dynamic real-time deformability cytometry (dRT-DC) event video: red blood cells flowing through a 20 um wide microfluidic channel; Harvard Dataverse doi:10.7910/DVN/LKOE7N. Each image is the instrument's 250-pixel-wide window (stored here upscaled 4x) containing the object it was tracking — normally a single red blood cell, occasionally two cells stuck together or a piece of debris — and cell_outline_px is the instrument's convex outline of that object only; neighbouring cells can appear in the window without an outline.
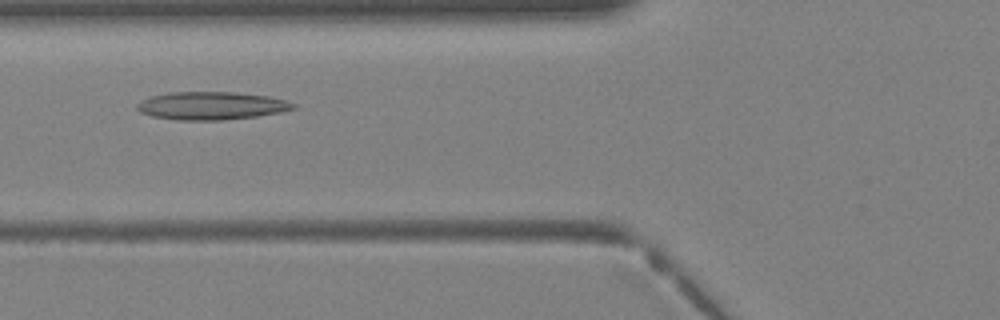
{"species": "Egyptian fruit bat (a non-hibernating species)", "species_latin": "Rousettus aegyptiacus", "temperature_condition": "warm", "stored_images_in_passage": 27, "camera_frame_rate_fps": 3000, "um_per_image_px": 0.085, "animal": {"sex": "female"}, "frame": {"image": 1, "passage_image": 3, "time_ms": 0.667, "image_size_px": [1000, 320], "cell_outline_px": [[296, 108], [280, 112], [256, 116], [224, 120], [176, 120], [152, 116], [140, 112], [136, 108], [136, 104], [140, 100], [152, 96], [168, 92], [236, 92], [268, 96], [288, 100], [296, 104]], "centroid_in_image_um": [17.96, 8.98], "position_along_channel_um": 107.8, "area_um2": 25.61}}
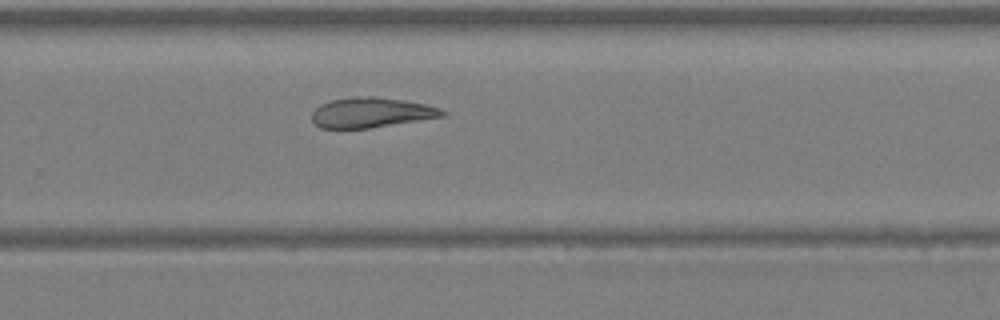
{"frame": {"image": 2, "passage_image": 14, "time_ms": 4.333, "image_size_px": [1000, 320], "cell_outline_px": [[444, 116], [368, 128], [320, 128], [312, 120], [312, 112], [320, 104], [332, 100], [356, 96], [372, 96], [404, 100], [424, 104], [440, 108], [444, 112]], "centroid_in_image_um": [31.51, 9.56], "position_along_channel_um": 298.3, "area_um2": 22.54}}
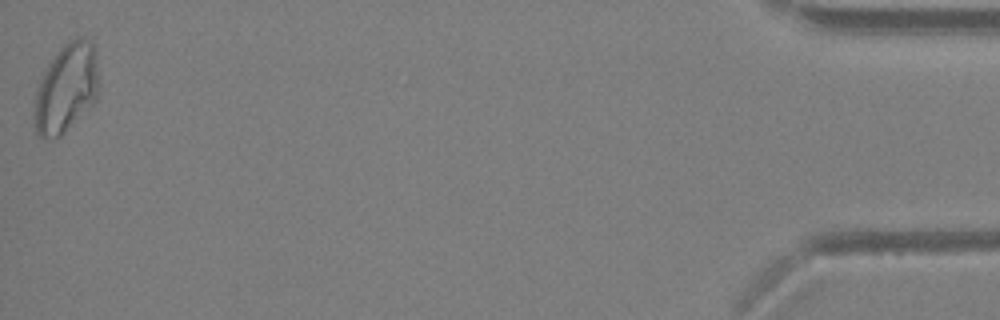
{"frame": {"image": 3, "passage_image": 27, "time_ms": 8.667, "image_size_px": [1000, 320], "cell_outline_px": [[100, 84], [96, 100], [60, 136], [52, 140], [44, 140], [36, 136], [32, 116], [32, 112], [36, 92], [44, 72], [48, 64], [56, 52], [68, 40], [76, 36], [84, 36], [96, 48]], "centroid_in_image_um": [5.63, 7.5], "position_along_channel_um": 429.6, "area_um2": 34.22}}